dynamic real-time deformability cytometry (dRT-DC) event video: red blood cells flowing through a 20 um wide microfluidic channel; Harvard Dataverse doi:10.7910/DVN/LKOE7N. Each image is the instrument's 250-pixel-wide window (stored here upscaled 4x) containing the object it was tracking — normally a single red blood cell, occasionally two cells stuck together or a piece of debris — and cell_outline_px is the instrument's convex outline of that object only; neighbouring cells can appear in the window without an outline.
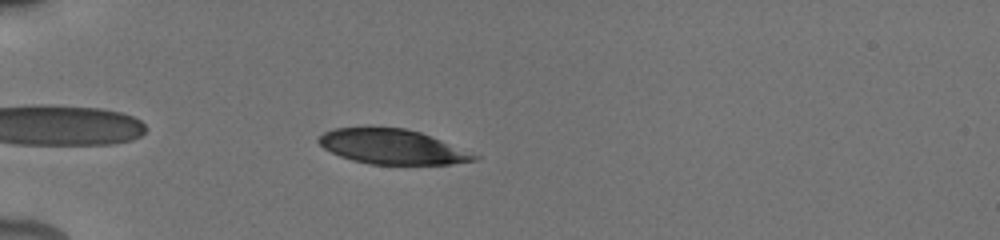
{"species": "human", "species_latin": "Homo sapiens", "temperature_condition": "cold", "stored_images_in_passage": 29, "camera_frame_rate_fps": 3000, "um_per_image_px": 0.085, "donor": {"sex": "male"}, "frame": {"image": 1, "passage_image": 2, "time_ms": 0.333, "image_size_px": [1000, 240], "cell_outline_px": [[480, 156], [476, 160], [452, 164], [368, 164], [352, 160], [340, 156], [324, 148], [316, 140], [324, 132], [332, 128], [404, 128], [420, 132]], "centroid_in_image_um": [33.31, 12.48], "position_along_channel_um": 51.7, "area_um2": 31.1}}
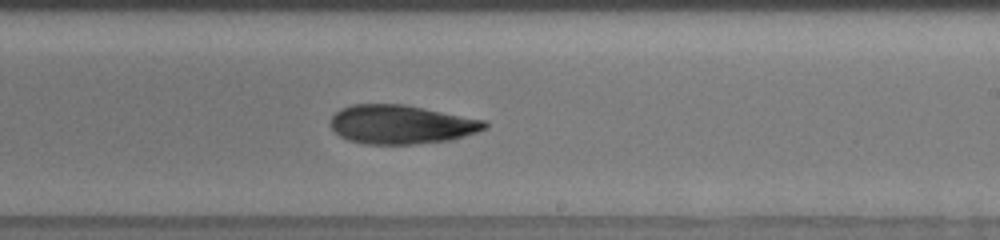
{"frame": {"image": 2, "passage_image": 13, "time_ms": 6.333, "image_size_px": [1000, 240], "cell_outline_px": [[488, 128], [452, 140], [416, 144], [364, 144], [348, 140], [340, 136], [332, 128], [332, 116], [340, 108], [352, 104], [404, 104], [484, 120], [488, 124]], "centroid_in_image_um": [34.11, 10.58], "position_along_channel_um": 254.9, "area_um2": 34.91}}
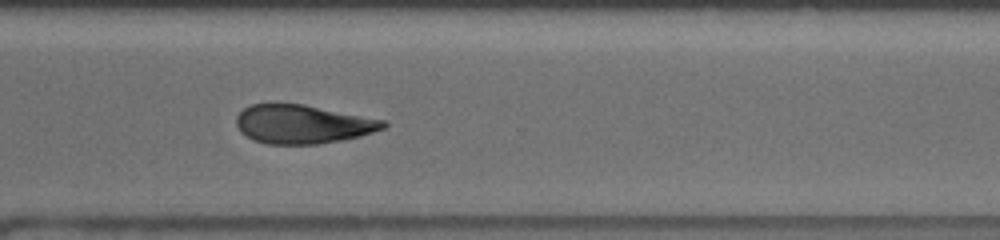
{"frame": {"image": 3, "passage_image": 19, "time_ms": 8.667, "image_size_px": [1000, 240], "cell_outline_px": [[388, 124], [384, 128], [360, 136], [340, 140], [316, 144], [268, 144], [256, 140], [240, 132], [236, 124], [236, 116], [244, 108], [252, 104], [304, 104], [388, 120]], "centroid_in_image_um": [25.76, 10.54], "position_along_channel_um": 344.8, "area_um2": 33.12}, "authors_computed_cell_mechanics": {"area_um2": 34.2176, "velocity_mm_per_s": 3.8505, "shape_relaxation_time_tau1_ms": 3.6078, "shape_relaxation_time_tau2_ms": null, "deformation_change_tau1": 0.0854, "deformation_change_tau2": null}}